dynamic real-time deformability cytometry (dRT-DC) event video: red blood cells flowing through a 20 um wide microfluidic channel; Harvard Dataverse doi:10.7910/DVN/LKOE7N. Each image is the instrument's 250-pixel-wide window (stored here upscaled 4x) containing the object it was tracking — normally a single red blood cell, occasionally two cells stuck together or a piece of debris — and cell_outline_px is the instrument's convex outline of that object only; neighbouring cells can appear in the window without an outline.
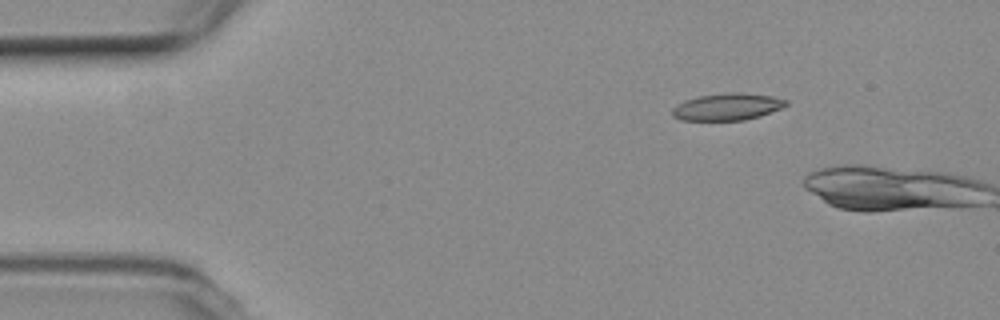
{"species": "common noctule bat (a hibernating species)", "species_latin": "Nyctalus noctula", "temperature_condition": "room temperature", "stored_images_in_passage": 3, "camera_frame_rate_fps": 3000, "um_per_image_px": 0.085, "animal": {"sex": "female", "body_mass_g": 19.3, "forearm_length_mm": 54.1}, "frame": {"image": 1, "passage_image": 1, "time_ms": 0.0, "image_size_px": [1000, 320], "cell_outline_px": [[788, 104], [780, 108], [760, 116], [744, 120], [680, 120], [672, 116], [672, 108], [676, 104], [684, 100], [696, 96], [724, 92], [740, 92], [772, 96], [788, 100]], "centroid_in_image_um": [61.78, 9.06], "position_along_channel_um": 23.2, "area_um2": 18.09}}